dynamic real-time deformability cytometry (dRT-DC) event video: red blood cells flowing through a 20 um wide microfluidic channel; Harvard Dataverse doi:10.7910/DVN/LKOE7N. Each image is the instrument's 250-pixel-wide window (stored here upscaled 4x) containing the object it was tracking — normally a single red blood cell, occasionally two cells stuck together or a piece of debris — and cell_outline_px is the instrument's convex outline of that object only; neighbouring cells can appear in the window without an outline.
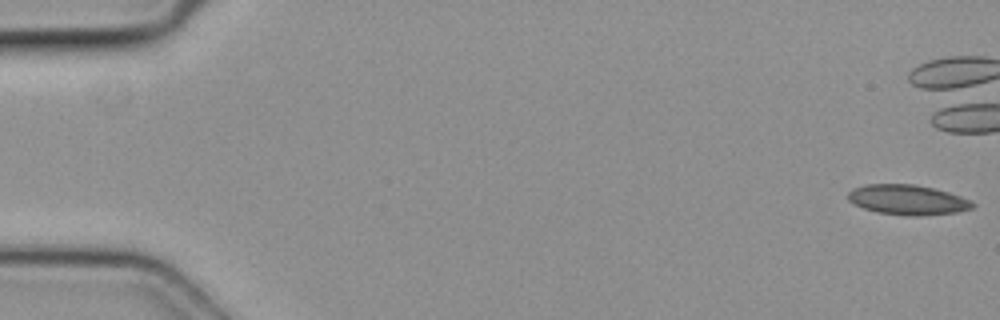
{"species": "common noctule bat (a hibernating species)", "species_latin": "Nyctalus noctula", "temperature_condition": "cold", "stored_images_in_passage": 5, "camera_frame_rate_fps": 3000, "um_per_image_px": 0.085, "animal": {"sex": "female", "body_mass_g": 19.3, "forearm_length_mm": 54.1}, "frame": {"image": 1, "passage_image": 5, "time_ms": 1.333, "image_size_px": [1000, 320], "cell_outline_px": [[976, 204], [972, 208], [956, 212], [920, 216], [908, 216], [880, 212], [864, 208], [848, 200], [848, 192], [852, 188], [864, 184], [912, 184], [932, 188], [948, 192], [972, 200]], "centroid_in_image_um": [77.15, 16.98], "position_along_channel_um": 7.8, "area_um2": 21.68}}